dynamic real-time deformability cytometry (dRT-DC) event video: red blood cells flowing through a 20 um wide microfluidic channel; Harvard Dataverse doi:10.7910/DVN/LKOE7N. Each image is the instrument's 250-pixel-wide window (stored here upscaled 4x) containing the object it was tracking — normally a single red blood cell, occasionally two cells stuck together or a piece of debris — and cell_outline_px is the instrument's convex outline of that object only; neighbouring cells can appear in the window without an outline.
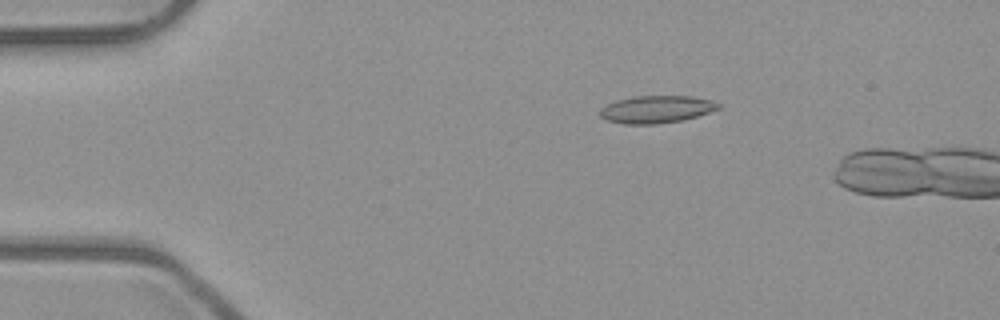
{"species": "common noctule bat (a hibernating species)", "species_latin": "Nyctalus noctula", "temperature_condition": "room temperature", "stored_images_in_passage": 4, "camera_frame_rate_fps": 3000, "um_per_image_px": 0.085, "animal": {"sex": "male", "body_mass_g": 23.1, "forearm_length_mm": 52.7}, "frame": {"image": 1, "passage_image": 1, "time_ms": 0.0, "image_size_px": [1000, 320], "cell_outline_px": [[720, 108], [696, 116], [680, 120], [656, 124], [624, 124], [604, 120], [600, 116], [600, 108], [616, 100], [632, 96], [692, 96], [712, 100], [720, 104]], "centroid_in_image_um": [55.75, 9.29], "position_along_channel_um": 29.2, "area_um2": 18.9}}